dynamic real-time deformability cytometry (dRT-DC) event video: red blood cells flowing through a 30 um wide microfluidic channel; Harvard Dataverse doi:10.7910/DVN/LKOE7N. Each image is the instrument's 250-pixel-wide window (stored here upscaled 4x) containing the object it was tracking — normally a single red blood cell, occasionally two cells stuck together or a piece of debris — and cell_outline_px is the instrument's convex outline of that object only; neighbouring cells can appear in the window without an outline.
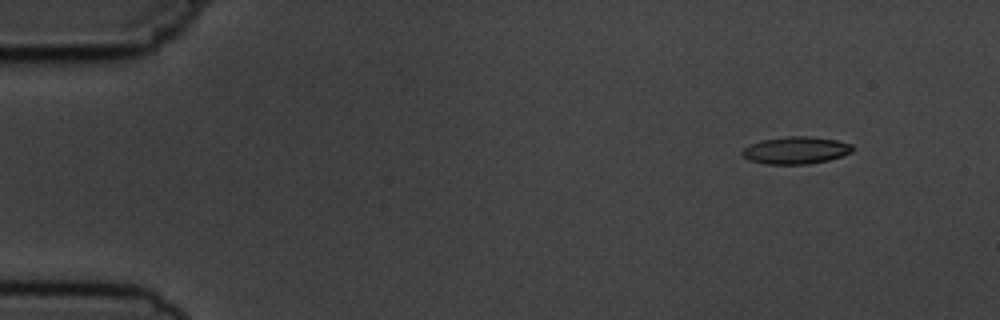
{"species": "common noctule bat (a hibernating species)", "species_latin": "Nyctalus noctula", "temperature_condition": "cold", "stored_images_in_passage": 5, "camera_frame_rate_fps": 3000, "um_per_image_px": 0.085, "animal": {"sex": "male", "body_mass_g": 19.5, "forearm_length_mm": 54.6}, "frame": {"image": 1, "passage_image": 2, "time_ms": 1.0, "image_size_px": [1000, 320], "cell_outline_px": [[852, 152], [828, 160], [808, 164], [764, 164], [748, 160], [740, 152], [744, 148], [760, 140], [784, 136], [808, 136], [836, 140], [852, 144]], "centroid_in_image_um": [67.61, 12.77], "position_along_channel_um": 17.4, "area_um2": 17.51}}
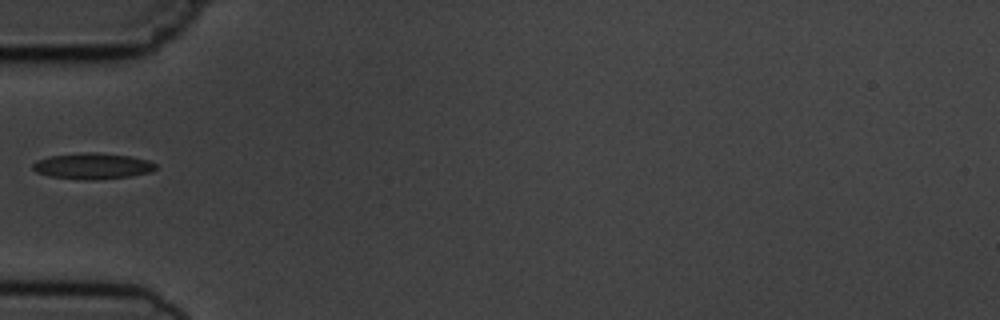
{"frame": {"image": 2, "passage_image": 5, "time_ms": 5.333, "image_size_px": [1000, 320], "cell_outline_px": [[156, 168], [152, 172], [132, 176], [92, 180], [84, 180], [48, 176], [36, 172], [32, 168], [32, 164], [36, 160], [48, 156], [80, 152], [96, 152], [132, 156], [148, 160], [156, 164]], "centroid_in_image_um": [7.85, 14.11], "position_along_channel_um": 77.1, "area_um2": 18.96}}